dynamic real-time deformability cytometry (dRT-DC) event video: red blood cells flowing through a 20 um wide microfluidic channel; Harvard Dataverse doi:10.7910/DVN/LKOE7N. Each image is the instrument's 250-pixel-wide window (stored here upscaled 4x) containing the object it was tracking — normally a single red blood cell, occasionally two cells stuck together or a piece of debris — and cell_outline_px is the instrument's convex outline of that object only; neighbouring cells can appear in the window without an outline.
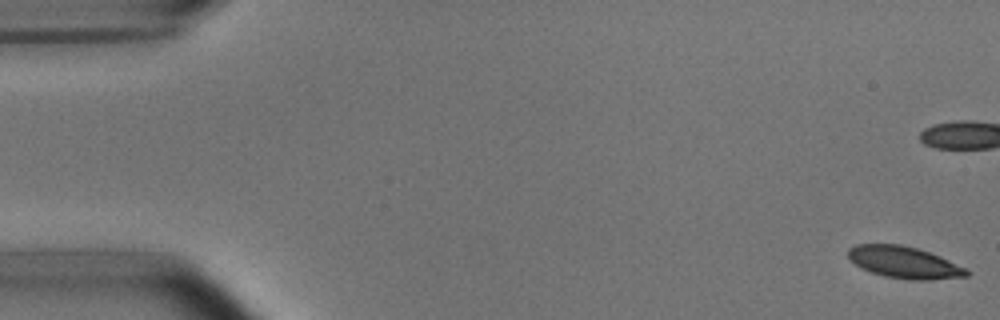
{"species": "common noctule bat (a hibernating species)", "species_latin": "Nyctalus noctula", "temperature_condition": "room temperature", "stored_images_in_passage": 54, "camera_frame_rate_fps": 3000, "um_per_image_px": 0.085, "animal": {"sex": "male", "body_mass_g": 15.6}, "frame": {"image": 1, "passage_image": 1, "time_ms": 0.0, "image_size_px": [1000, 320], "cell_outline_px": [[968, 276], [932, 280], [908, 280], [884, 276], [860, 268], [848, 256], [848, 248], [856, 244], [900, 244], [916, 248], [940, 256], [964, 268], [968, 272]], "centroid_in_image_um": [76.82, 22.3], "position_along_channel_um": 8.2, "area_um2": 21.79}}
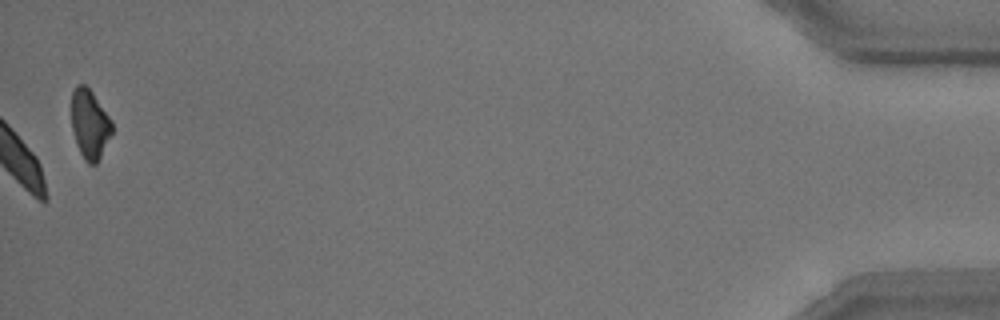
{"frame": {"image": 2, "passage_image": 54, "time_ms": 17.667, "image_size_px": [1000, 320], "cell_outline_px": [[112, 132], [96, 164], [88, 164], [84, 160], [76, 144], [72, 128], [72, 92], [76, 84], [84, 84], [92, 92], [112, 120]], "centroid_in_image_um": [7.62, 10.54], "position_along_channel_um": 427.6, "area_um2": 16.18}, "authors_computed_cell_mechanics": {"area_um2": 22.7443, "velocity_mm_per_s": 3.7607, "shape_relaxation_time_tau1_ms": 2.9256, "shape_relaxation_time_tau2_ms": 3.6707, "deformation_change_tau1": 0.0998, "deformation_change_tau2": 0.0972}}